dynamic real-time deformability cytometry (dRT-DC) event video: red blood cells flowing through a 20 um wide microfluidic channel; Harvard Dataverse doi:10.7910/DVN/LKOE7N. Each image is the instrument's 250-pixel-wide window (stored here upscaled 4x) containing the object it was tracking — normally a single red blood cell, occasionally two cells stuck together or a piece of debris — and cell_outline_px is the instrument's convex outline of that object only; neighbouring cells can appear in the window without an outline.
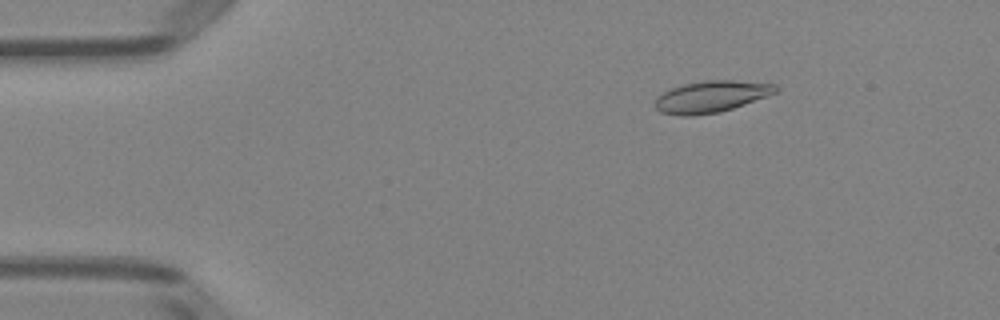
{"species": "Egyptian fruit bat (a non-hibernating species)", "species_latin": "Rousettus aegyptiacus", "temperature_condition": "room temperature", "stored_images_in_passage": 51, "camera_frame_rate_fps": 3000, "um_per_image_px": 0.085, "animal": {"sex": "female"}, "frame": {"image": 1, "passage_image": 8, "time_ms": 2.333, "image_size_px": [1000, 320], "cell_outline_px": [[780, 88], [776, 92], [768, 96], [720, 112], [692, 116], [680, 116], [660, 112], [656, 108], [656, 96], [672, 88], [684, 84], [704, 80], [736, 80], [776, 84]], "centroid_in_image_um": [60.47, 8.21], "position_along_channel_um": 24.5, "area_um2": 22.25}}
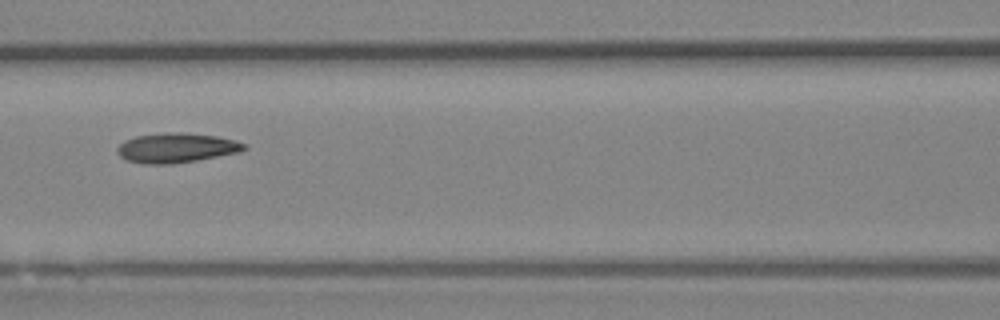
{"frame": {"image": 2, "passage_image": 23, "time_ms": 7.333, "image_size_px": [1000, 320], "cell_outline_px": [[248, 148], [240, 152], [196, 160], [172, 164], [144, 164], [128, 160], [120, 156], [116, 152], [116, 148], [124, 140], [136, 136], [176, 132], [180, 132], [216, 136], [236, 140], [244, 144]], "centroid_in_image_um": [14.99, 12.57], "position_along_channel_um": 151.6, "area_um2": 21.79}}
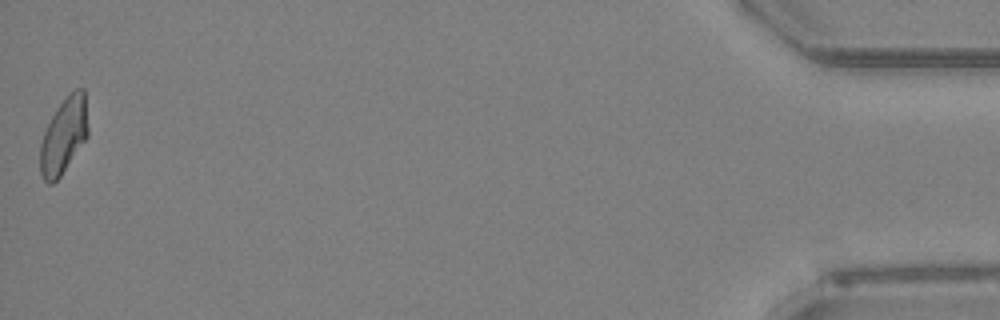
{"frame": {"image": 3, "passage_image": 51, "time_ms": 16.667, "image_size_px": [1000, 320], "cell_outline_px": [[88, 136], [60, 176], [52, 184], [48, 184], [44, 180], [40, 172], [40, 144], [44, 132], [56, 108], [76, 88], [84, 88], [88, 128]], "centroid_in_image_um": [5.42, 11.55], "position_along_channel_um": 429.8, "area_um2": 20.87}, "authors_computed_cell_mechanics": {"area_um2": 21.5016, "velocity_mm_per_s": 3.9869, "shape_relaxation_time_tau1_ms": null, "shape_relaxation_time_tau2_ms": 2.7558, "deformation_change_tau1": null, "deformation_change_tau2": 0.0896}}